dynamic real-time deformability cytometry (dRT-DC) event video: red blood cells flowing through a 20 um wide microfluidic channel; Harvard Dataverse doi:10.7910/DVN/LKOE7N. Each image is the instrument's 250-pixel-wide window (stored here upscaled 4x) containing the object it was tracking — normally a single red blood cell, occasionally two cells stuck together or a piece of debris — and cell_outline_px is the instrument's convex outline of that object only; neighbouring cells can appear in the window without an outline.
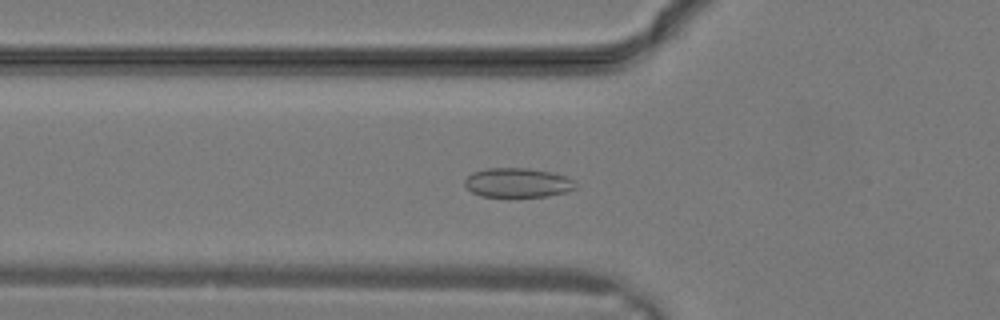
{"species": "common noctule bat (a hibernating species)", "species_latin": "Nyctalus noctula", "temperature_condition": "warm", "stored_images_in_passage": 31, "camera_frame_rate_fps": 3000, "um_per_image_px": 0.085, "animal": {"sex": "male", "body_mass_g": 19.2, "forearm_length_mm": 51.8}, "frame": {"image": 1, "passage_image": 11, "time_ms": 3.333, "image_size_px": [1000, 320], "cell_outline_px": [[576, 188], [568, 192], [548, 196], [480, 196], [472, 192], [464, 184], [464, 180], [472, 172], [488, 168], [528, 168], [552, 172], [564, 176], [572, 180], [576, 184]], "centroid_in_image_um": [44.0, 15.52], "position_along_channel_um": 81.8, "area_um2": 18.9}}
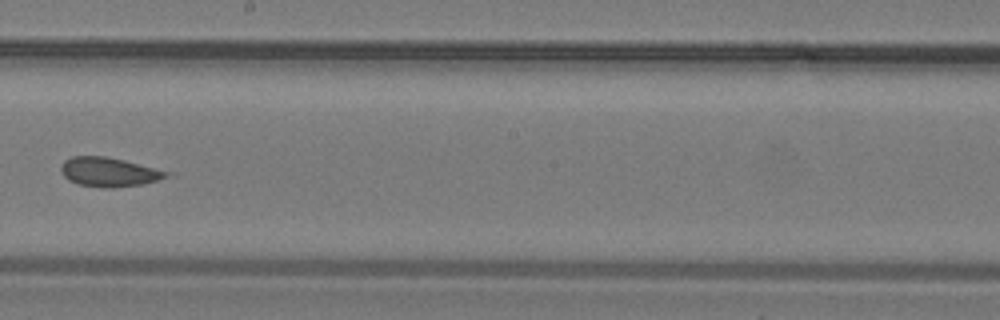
{"frame": {"image": 2, "passage_image": 18, "time_ms": 5.667, "image_size_px": [1000, 320], "cell_outline_px": [[168, 176], [156, 180], [140, 184], [112, 188], [104, 188], [80, 184], [68, 180], [60, 172], [60, 164], [64, 160], [72, 156], [108, 156], [124, 160], [168, 172]], "centroid_in_image_um": [9.16, 14.61], "position_along_channel_um": 239.0, "area_um2": 17.74}}
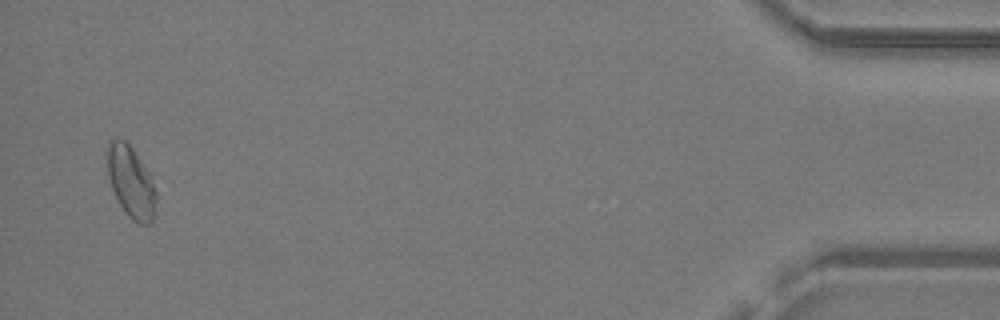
{"frame": {"image": 3, "passage_image": 30, "time_ms": 9.667, "image_size_px": [1000, 320], "cell_outline_px": [[156, 200], [152, 220], [148, 224], [140, 224], [132, 220], [124, 212], [112, 188], [108, 176], [108, 144], [112, 140], [124, 140], [132, 148], [148, 172], [156, 188]], "centroid_in_image_um": [11.15, 15.51], "position_along_channel_um": 424.1, "area_um2": 19.88}}